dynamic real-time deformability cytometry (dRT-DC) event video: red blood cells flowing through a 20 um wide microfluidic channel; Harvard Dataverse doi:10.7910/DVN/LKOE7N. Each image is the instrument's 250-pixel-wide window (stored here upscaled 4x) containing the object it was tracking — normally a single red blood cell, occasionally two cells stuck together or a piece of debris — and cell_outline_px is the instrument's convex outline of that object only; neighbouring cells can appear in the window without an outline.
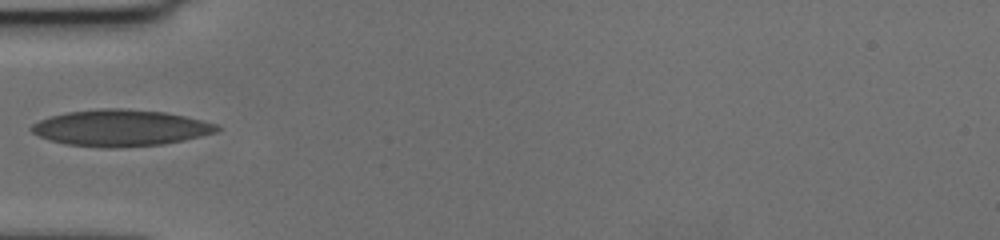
{"species": "human", "species_latin": "Homo sapiens", "temperature_condition": "cold", "stored_images_in_passage": 38, "camera_frame_rate_fps": 3000, "um_per_image_px": 0.085, "donor": {"sex": "female"}, "frame": {"image": 1, "passage_image": 1, "time_ms": 0.0, "image_size_px": [1000, 240], "cell_outline_px": [[220, 128], [216, 132], [184, 140], [164, 144], [120, 148], [104, 148], [64, 144], [48, 140], [32, 132], [28, 128], [32, 124], [48, 116], [68, 112], [100, 108], [124, 108], [164, 112], [184, 116], [216, 124]], "centroid_in_image_um": [10.19, 10.88], "position_along_channel_um": 74.8, "area_um2": 39.54}}
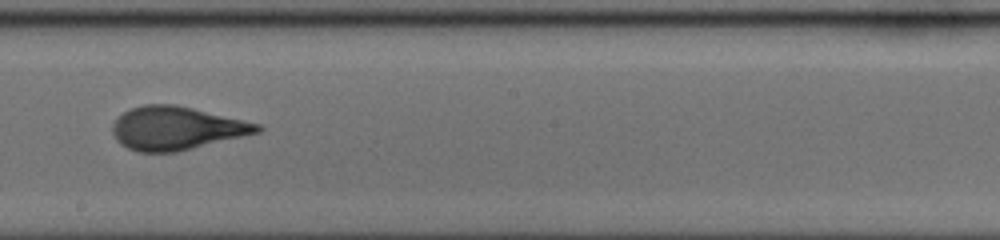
{"frame": {"image": 2, "passage_image": 14, "time_ms": 4.333, "image_size_px": [1000, 240], "cell_outline_px": [[264, 128], [260, 132], [176, 152], [136, 152], [120, 144], [116, 140], [112, 132], [112, 124], [124, 112], [132, 108], [144, 104], [176, 104], [260, 124]], "centroid_in_image_um": [14.98, 10.9], "position_along_channel_um": 233.2, "area_um2": 36.36}}
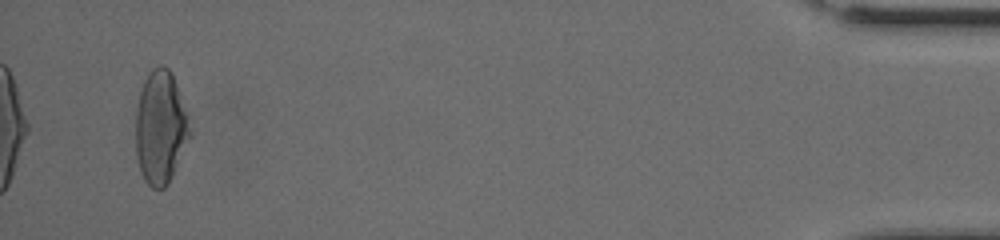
{"frame": {"image": 3, "passage_image": 36, "time_ms": 11.667, "image_size_px": [1000, 240], "cell_outline_px": [[188, 136], [168, 184], [164, 188], [152, 188], [144, 180], [140, 172], [136, 156], [136, 112], [140, 92], [144, 80], [152, 68], [160, 64], [164, 64], [172, 72], [184, 112], [188, 132]], "centroid_in_image_um": [13.56, 10.83], "position_along_channel_um": 421.6, "area_um2": 34.45}}